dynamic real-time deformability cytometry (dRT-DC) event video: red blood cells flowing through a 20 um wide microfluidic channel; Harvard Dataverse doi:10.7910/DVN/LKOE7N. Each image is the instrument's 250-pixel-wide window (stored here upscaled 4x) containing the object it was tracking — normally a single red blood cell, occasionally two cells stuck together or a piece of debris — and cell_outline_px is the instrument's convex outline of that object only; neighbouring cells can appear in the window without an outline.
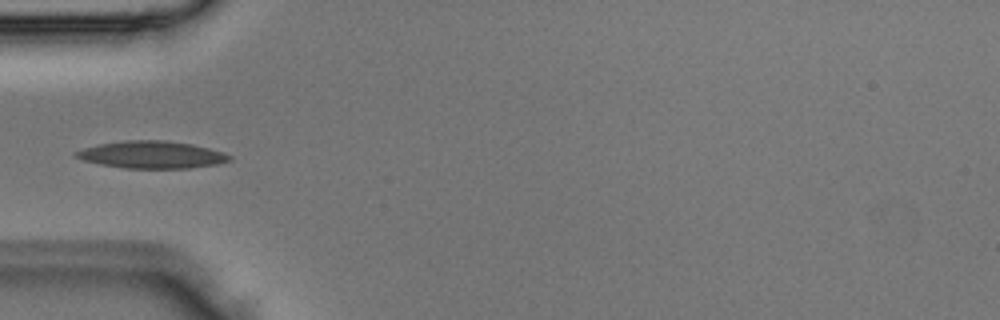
{"species": "Egyptian fruit bat (a non-hibernating species)", "species_latin": "Rousettus aegyptiacus", "temperature_condition": "room temperature", "stored_images_in_passage": 3, "camera_frame_rate_fps": 3000, "um_per_image_px": 0.085, "animal": {"sex": "male"}, "frame": {"image": 1, "passage_image": 3, "time_ms": 0.667, "image_size_px": [1000, 320], "cell_outline_px": [[232, 160], [216, 164], [188, 168], [128, 168], [100, 164], [84, 160], [76, 156], [72, 152], [84, 148], [100, 144], [124, 140], [164, 140], [192, 144], [224, 152], [232, 156]], "centroid_in_image_um": [12.92, 13.14], "position_along_channel_um": 72.1, "area_um2": 24.22}}